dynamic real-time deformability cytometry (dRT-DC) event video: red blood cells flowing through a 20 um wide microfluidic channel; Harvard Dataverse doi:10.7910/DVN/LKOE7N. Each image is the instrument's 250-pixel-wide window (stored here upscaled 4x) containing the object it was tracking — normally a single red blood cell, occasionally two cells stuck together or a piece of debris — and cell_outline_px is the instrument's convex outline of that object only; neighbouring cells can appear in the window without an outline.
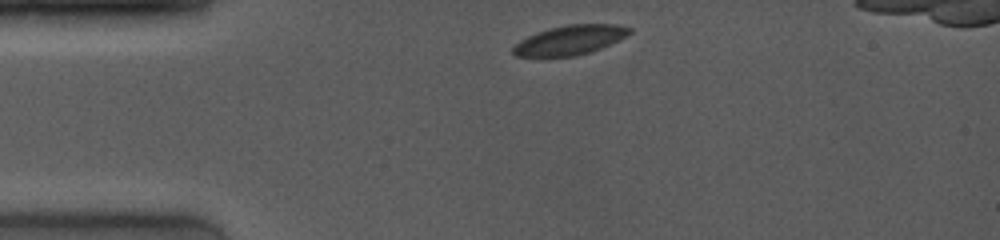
{"species": "common noctule bat (a hibernating species)", "species_latin": "Nyctalus noctula", "temperature_condition": "room temperature", "stored_images_in_passage": 2, "camera_frame_rate_fps": 4000, "um_per_image_px": 0.085, "animal": {"sex": "female", "body_mass_g": 19.0, "forearm_length_mm": 53.3}, "frame": {"image": 1, "passage_image": 1, "time_ms": 0.0, "image_size_px": [1000, 240], "cell_outline_px": [[632, 32], [600, 48], [576, 56], [544, 60], [516, 56], [512, 52], [512, 48], [520, 40], [536, 32], [548, 28], [568, 24], [620, 24], [632, 28]], "centroid_in_image_um": [48.34, 3.45], "position_along_channel_um": 36.7, "area_um2": 20.63}}